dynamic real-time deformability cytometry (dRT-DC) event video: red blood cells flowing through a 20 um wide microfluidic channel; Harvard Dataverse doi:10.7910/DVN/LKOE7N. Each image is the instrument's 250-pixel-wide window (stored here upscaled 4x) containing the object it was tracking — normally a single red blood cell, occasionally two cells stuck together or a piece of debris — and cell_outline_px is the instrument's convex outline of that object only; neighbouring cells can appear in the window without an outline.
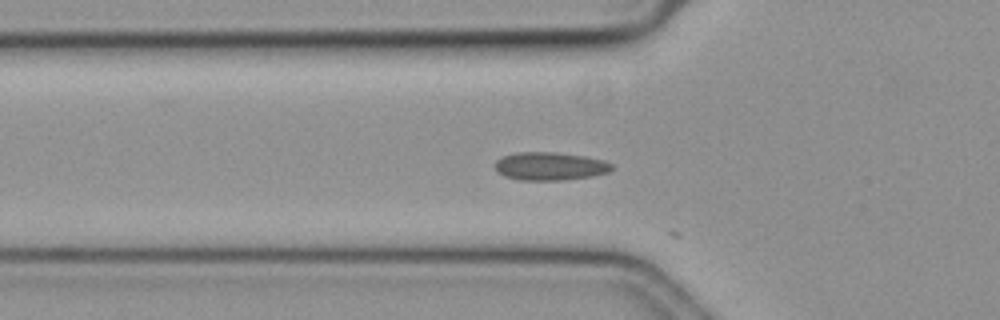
{"species": "common noctule bat (a hibernating species)", "species_latin": "Nyctalus noctula", "temperature_condition": "cold", "stored_images_in_passage": 9, "camera_frame_rate_fps": 3000, "um_per_image_px": 0.085, "animal": {"sex": "female", "body_mass_g": 19.3, "forearm_length_mm": 54.1}, "frame": {"image": 1, "passage_image": 8, "time_ms": 2.333, "image_size_px": [1000, 320], "cell_outline_px": [[616, 168], [608, 172], [592, 176], [560, 180], [520, 180], [504, 176], [496, 168], [496, 160], [504, 156], [516, 152], [552, 152], [584, 156], [604, 160], [612, 164]], "centroid_in_image_um": [46.79, 14.12], "position_along_channel_um": 79.0, "area_um2": 19.02}}